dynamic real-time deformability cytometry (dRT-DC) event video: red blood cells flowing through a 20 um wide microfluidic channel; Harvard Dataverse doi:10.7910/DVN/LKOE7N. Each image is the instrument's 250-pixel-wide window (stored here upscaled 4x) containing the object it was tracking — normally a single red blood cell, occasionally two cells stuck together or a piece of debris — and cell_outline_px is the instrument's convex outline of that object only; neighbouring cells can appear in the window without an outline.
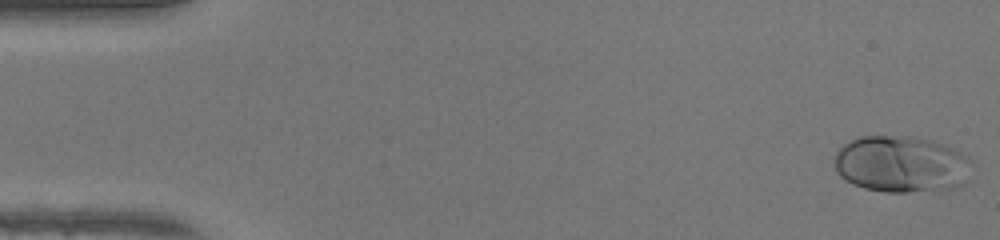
{"species": "human", "species_latin": "Homo sapiens", "temperature_condition": "warm", "stored_images_in_passage": 49, "camera_frame_rate_fps": 3000, "um_per_image_px": 0.085, "donor": {"sex": "female"}, "frame": {"image": 1, "passage_image": 1, "time_ms": 0.0, "image_size_px": [1000, 240], "cell_outline_px": [[972, 160], [964, 180], [960, 184], [952, 188], [908, 192], [884, 192], [864, 188], [852, 184], [844, 180], [836, 172], [832, 160], [836, 152], [844, 144], [860, 136], [908, 136], [932, 140], [956, 148], [968, 156]], "centroid_in_image_um": [76.56, 13.94], "position_along_channel_um": 8.4, "area_um2": 45.55}}
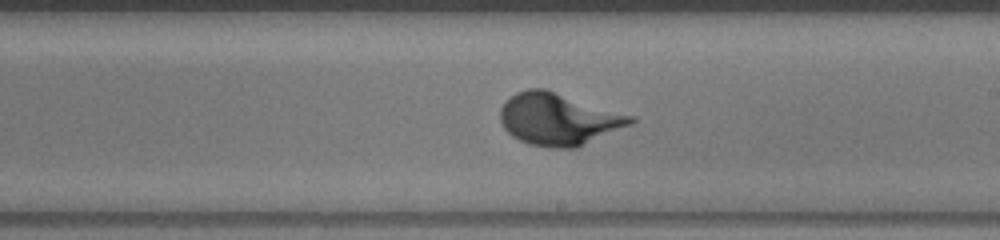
{"frame": {"image": 2, "passage_image": 28, "time_ms": 9.0, "image_size_px": [1000, 240], "cell_outline_px": [[636, 120], [632, 124], [576, 148], [552, 148], [528, 144], [512, 136], [504, 128], [500, 120], [500, 108], [516, 92], [528, 88], [544, 88], [636, 116]], "centroid_in_image_um": [47.5, 10.12], "position_along_channel_um": 241.5, "area_um2": 39.59}}
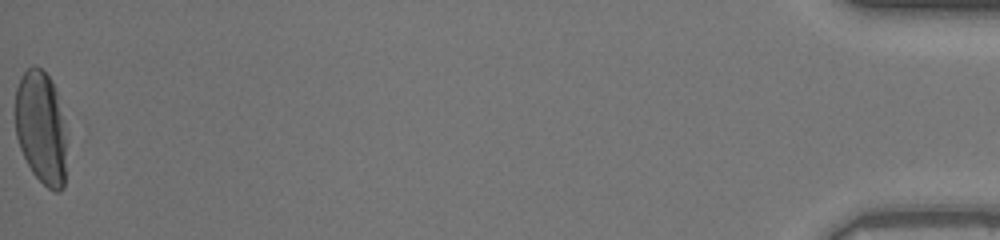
{"frame": {"image": 3, "passage_image": 49, "time_ms": 16.0, "image_size_px": [1000, 240], "cell_outline_px": [[64, 188], [60, 192], [56, 192], [48, 188], [32, 172], [20, 148], [16, 136], [16, 88], [20, 76], [32, 64], [36, 64], [48, 76], [56, 92], [64, 120]], "centroid_in_image_um": [3.47, 10.82], "position_along_channel_um": 431.7, "area_um2": 33.47}}